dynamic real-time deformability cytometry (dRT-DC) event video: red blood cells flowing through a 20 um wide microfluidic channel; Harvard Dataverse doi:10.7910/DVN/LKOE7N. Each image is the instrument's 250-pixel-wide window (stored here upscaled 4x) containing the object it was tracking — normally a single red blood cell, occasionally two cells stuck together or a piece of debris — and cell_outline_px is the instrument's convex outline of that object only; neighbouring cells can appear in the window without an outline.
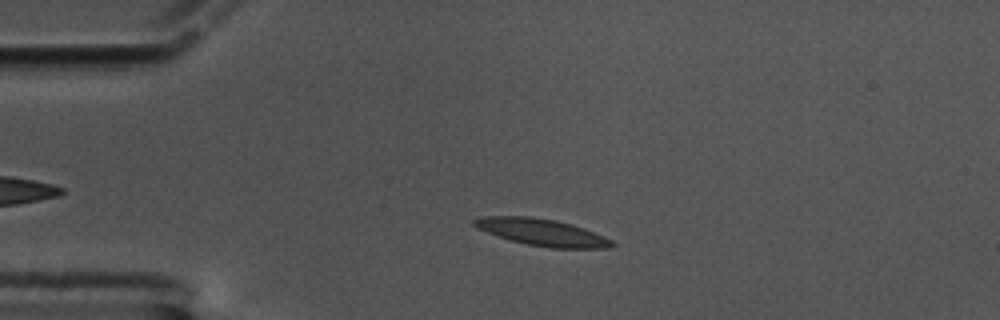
{"species": "common noctule bat (a hibernating species)", "species_latin": "Nyctalus noctula", "temperature_condition": "cold", "stored_images_in_passage": 56, "camera_frame_rate_fps": 3000, "um_per_image_px": 0.085, "animal": {"sex": "male", "body_mass_g": 17.5, "forearm_length_mm": 52.3}, "frame": {"image": 1, "passage_image": 10, "time_ms": 3.0, "image_size_px": [1000, 320], "cell_outline_px": [[616, 244], [612, 248], [548, 248], [528, 244], [512, 240], [476, 228], [472, 224], [472, 220], [480, 216], [528, 216], [556, 220], [572, 224], [584, 228], [612, 240]], "centroid_in_image_um": [46.08, 19.74], "position_along_channel_um": 38.9, "area_um2": 21.5}}
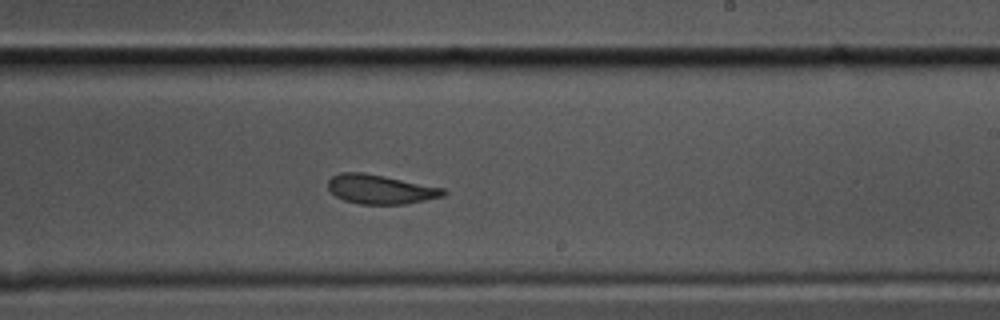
{"frame": {"image": 2, "passage_image": 32, "time_ms": 10.333, "image_size_px": [1000, 320], "cell_outline_px": [[448, 192], [444, 196], [404, 204], [360, 204], [344, 200], [336, 196], [328, 188], [328, 180], [332, 176], [340, 172], [364, 172], [444, 188]], "centroid_in_image_um": [32.33, 16.08], "position_along_channel_um": 256.7, "area_um2": 19.59}}
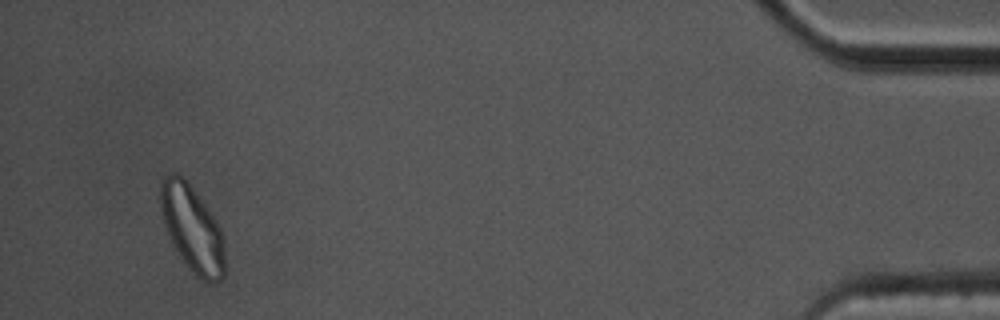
{"frame": {"image": 3, "passage_image": 53, "time_ms": 17.333, "image_size_px": [1000, 320], "cell_outline_px": [[224, 276], [216, 284], [208, 284], [196, 276], [188, 268], [172, 244], [164, 224], [160, 208], [160, 180], [168, 172], [176, 172], [192, 188], [204, 204], [220, 228], [224, 256]], "centroid_in_image_um": [16.3, 19.46], "position_along_channel_um": 418.9, "area_um2": 32.08}, "authors_computed_cell_mechanics": {"area_um2": 20.5479, "velocity_mm_per_s": 3.3789, "shape_relaxation_time_tau1_ms": 8.3842, "shape_relaxation_time_tau2_ms": 2.6691, "deformation_change_tau1": 0.2075, "deformation_change_tau2": 0.0923}}